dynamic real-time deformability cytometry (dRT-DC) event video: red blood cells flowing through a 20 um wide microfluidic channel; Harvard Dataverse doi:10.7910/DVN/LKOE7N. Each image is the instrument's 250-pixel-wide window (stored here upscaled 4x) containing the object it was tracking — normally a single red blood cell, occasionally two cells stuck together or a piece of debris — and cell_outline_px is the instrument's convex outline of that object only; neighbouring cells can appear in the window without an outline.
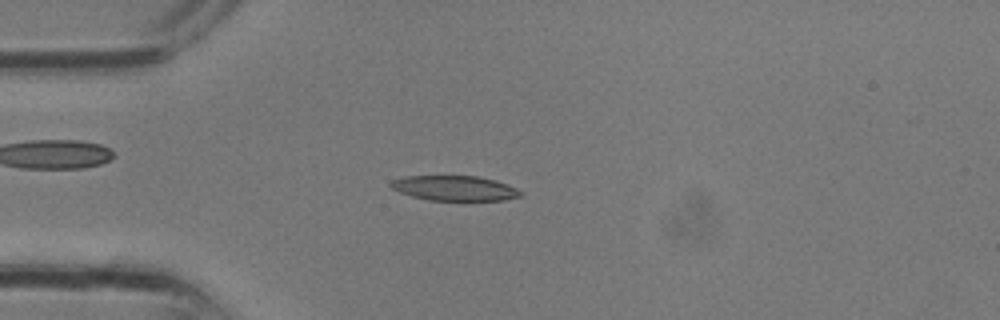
{"species": "common noctule bat (a hibernating species)", "species_latin": "Nyctalus noctula", "temperature_condition": "room temperature", "stored_images_in_passage": 13, "camera_frame_rate_fps": 3000, "um_per_image_px": 0.085, "animal": {"sex": "male", "body_mass_g": 13.3}, "frame": {"image": 1, "passage_image": 8, "time_ms": 2.333, "image_size_px": [1000, 320], "cell_outline_px": [[524, 196], [504, 200], [428, 200], [412, 196], [400, 192], [392, 188], [388, 184], [392, 180], [404, 176], [476, 176], [496, 180], [508, 184], [524, 192]], "centroid_in_image_um": [38.68, 15.99], "position_along_channel_um": 46.3, "area_um2": 19.02}}
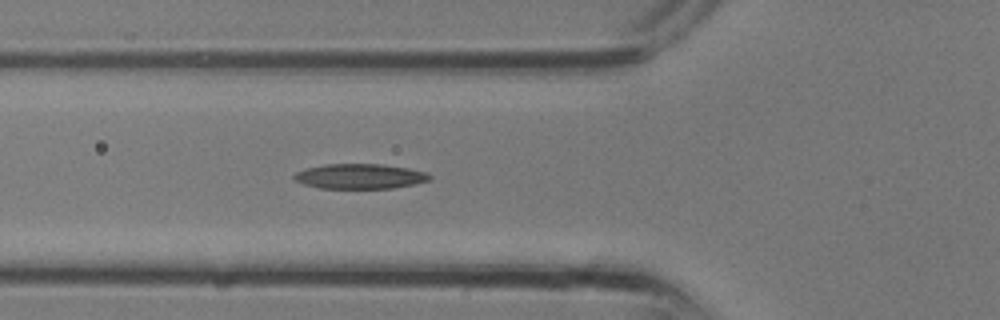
{"frame": {"image": 2, "passage_image": 11, "time_ms": 3.333, "image_size_px": [1000, 320], "cell_outline_px": [[432, 176], [428, 180], [412, 184], [392, 188], [320, 188], [304, 184], [296, 180], [292, 176], [296, 172], [308, 168], [324, 164], [380, 164], [408, 168], [428, 172]], "centroid_in_image_um": [30.59, 14.98], "position_along_channel_um": 95.2, "area_um2": 19.54}}
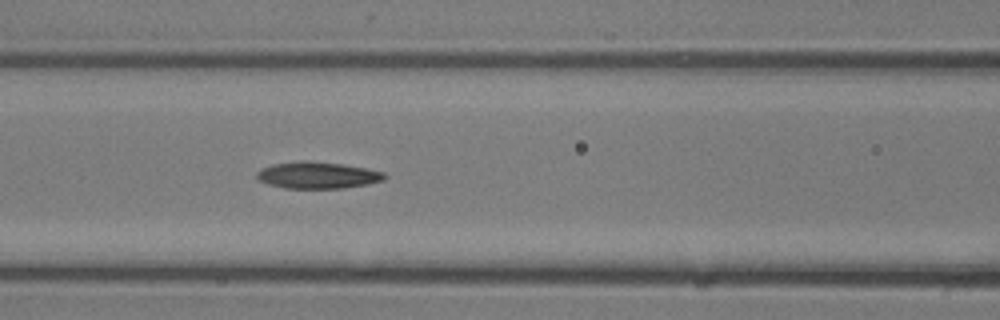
{"frame": {"image": 3, "passage_image": 13, "time_ms": 4.0, "image_size_px": [1000, 320], "cell_outline_px": [[388, 176], [384, 180], [368, 184], [344, 188], [284, 188], [268, 184], [260, 180], [256, 176], [256, 172], [260, 168], [272, 164], [340, 164], [364, 168], [384, 172]], "centroid_in_image_um": [27.03, 14.95], "position_along_channel_um": 139.6, "area_um2": 18.84}}